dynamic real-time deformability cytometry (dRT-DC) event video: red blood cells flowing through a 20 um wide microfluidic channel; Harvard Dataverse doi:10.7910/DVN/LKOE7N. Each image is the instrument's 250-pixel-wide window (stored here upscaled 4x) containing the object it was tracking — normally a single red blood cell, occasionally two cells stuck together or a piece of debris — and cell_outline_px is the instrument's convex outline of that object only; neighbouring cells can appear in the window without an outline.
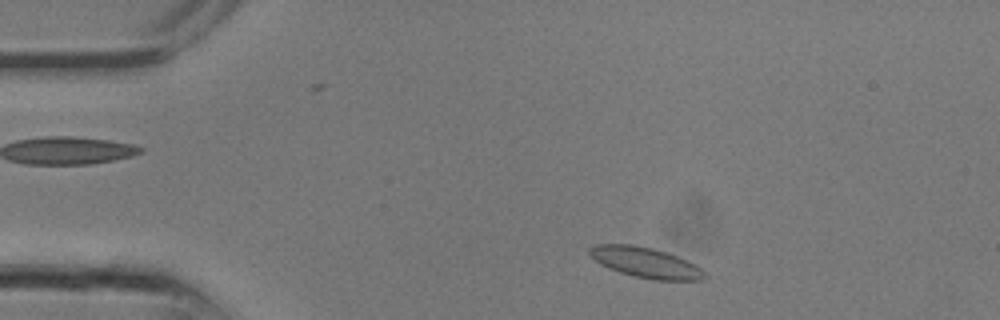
{"species": "common noctule bat (a hibernating species)", "species_latin": "Nyctalus noctula", "temperature_condition": "room temperature", "stored_images_in_passage": 6, "camera_frame_rate_fps": 3000, "um_per_image_px": 0.085, "animal": {"sex": "male", "body_mass_g": 13.3}, "frame": {"image": 1, "passage_image": 1, "time_ms": 0.0, "image_size_px": [1000, 320], "cell_outline_px": [[708, 276], [700, 280], [652, 280], [632, 276], [608, 268], [600, 264], [588, 252], [588, 248], [596, 244], [632, 244], [652, 248], [676, 256], [700, 268]], "centroid_in_image_um": [54.83, 22.32], "position_along_channel_um": 30.2, "area_um2": 20.17}}
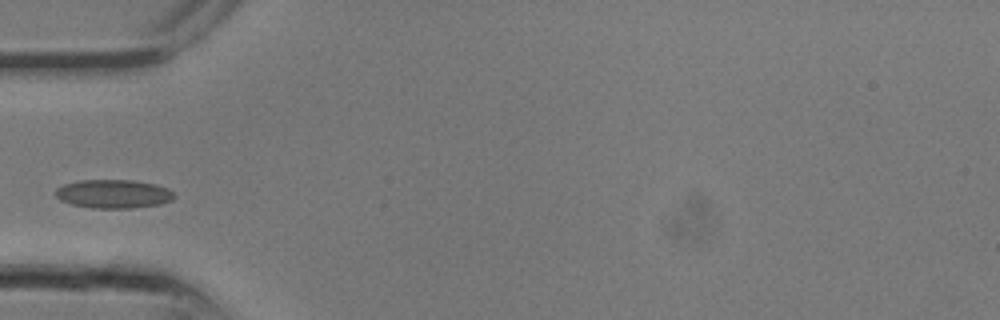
{"frame": {"image": 2, "passage_image": 5, "time_ms": 1.333, "image_size_px": [1000, 320], "cell_outline_px": [[176, 196], [172, 200], [160, 204], [132, 208], [92, 208], [72, 204], [60, 200], [56, 196], [56, 188], [64, 184], [80, 180], [132, 180], [156, 184], [168, 188]], "centroid_in_image_um": [9.66, 16.48], "position_along_channel_um": 75.3, "area_um2": 19.83}}